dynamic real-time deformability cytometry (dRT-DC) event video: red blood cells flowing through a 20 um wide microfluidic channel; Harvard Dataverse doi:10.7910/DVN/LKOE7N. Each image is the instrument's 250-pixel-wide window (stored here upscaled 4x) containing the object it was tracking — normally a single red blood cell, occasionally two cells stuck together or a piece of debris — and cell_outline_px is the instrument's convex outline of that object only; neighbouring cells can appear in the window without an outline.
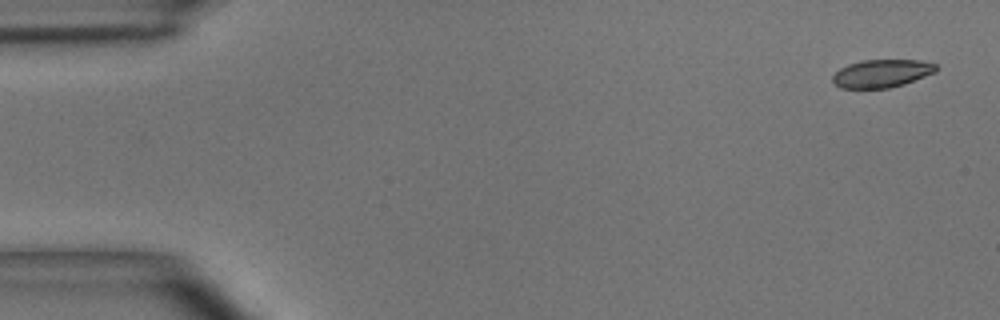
{"species": "common noctule bat (a hibernating species)", "species_latin": "Nyctalus noctula", "temperature_condition": "room temperature", "stored_images_in_passage": 6, "camera_frame_rate_fps": 3000, "um_per_image_px": 0.085, "animal": {"sex": "male", "body_mass_g": 15.6}, "frame": {"image": 1, "passage_image": 1, "time_ms": 0.0, "image_size_px": [1000, 320], "cell_outline_px": [[936, 72], [904, 84], [888, 88], [840, 88], [832, 80], [832, 76], [840, 68], [848, 64], [860, 60], [920, 60], [936, 64]], "centroid_in_image_um": [74.94, 6.24], "position_along_channel_um": 10.1, "area_um2": 16.82}}
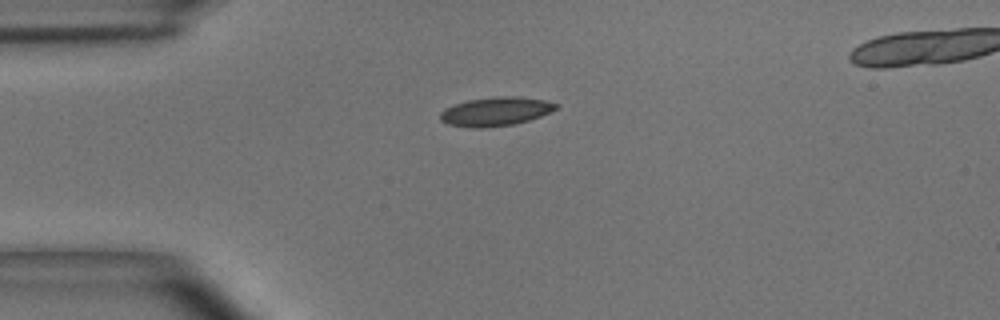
{"frame": {"image": 2, "passage_image": 4, "time_ms": 1.0, "image_size_px": [1000, 320], "cell_outline_px": [[560, 108], [540, 116], [516, 124], [484, 128], [472, 128], [448, 124], [440, 120], [440, 112], [444, 108], [468, 100], [500, 96], [516, 96], [544, 100], [560, 104]], "centroid_in_image_um": [42.15, 9.48], "position_along_channel_um": 42.8, "area_um2": 19.54}}
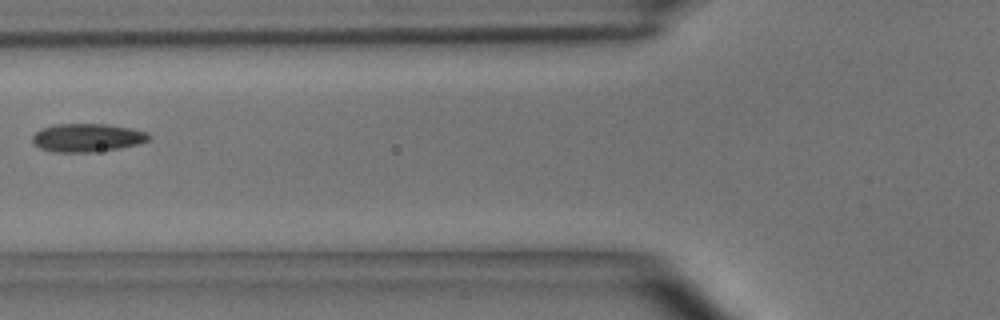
{"frame": {"image": 3, "passage_image": 6, "time_ms": 1.667, "image_size_px": [1000, 320], "cell_outline_px": [[152, 136], [148, 140], [136, 144], [120, 148], [92, 152], [56, 152], [40, 148], [32, 144], [32, 136], [40, 128], [56, 124], [104, 124], [132, 128], [148, 132]], "centroid_in_image_um": [7.4, 11.7], "position_along_channel_um": 118.4, "area_um2": 19.25}}